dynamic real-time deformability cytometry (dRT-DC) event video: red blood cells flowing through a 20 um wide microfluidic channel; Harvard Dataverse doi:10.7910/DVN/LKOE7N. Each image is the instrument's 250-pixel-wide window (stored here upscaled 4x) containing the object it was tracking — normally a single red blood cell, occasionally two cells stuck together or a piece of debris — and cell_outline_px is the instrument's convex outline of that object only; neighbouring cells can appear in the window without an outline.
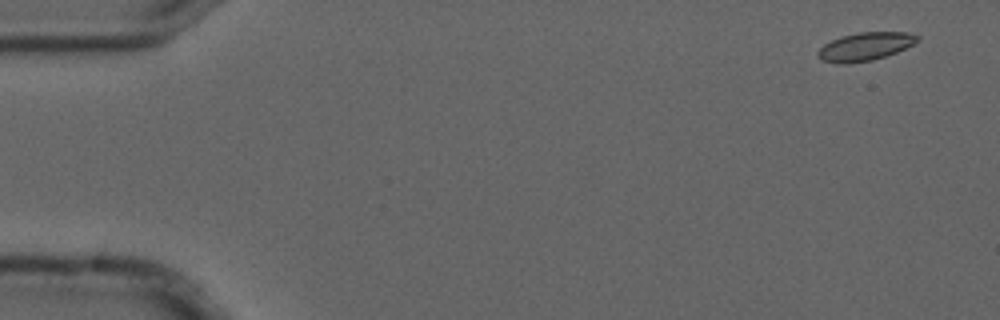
{"species": "common noctule bat (a hibernating species)", "species_latin": "Nyctalus noctula", "temperature_condition": "cold", "stored_images_in_passage": 8, "camera_frame_rate_fps": 3000, "um_per_image_px": 0.085, "animal": {"sex": "male", "forearm_length_mm": 52.5}, "frame": {"image": 1, "passage_image": 1, "time_ms": 0.0, "image_size_px": [1000, 320], "cell_outline_px": [[920, 40], [896, 52], [872, 60], [848, 64], [840, 64], [820, 60], [816, 56], [816, 52], [824, 44], [840, 36], [860, 32], [908, 32], [920, 36]], "centroid_in_image_um": [73.5, 3.96], "position_along_channel_um": 11.5, "area_um2": 16.42}}
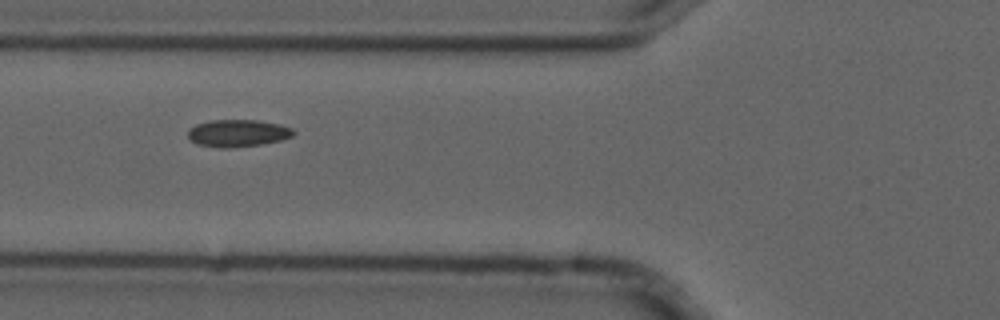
{"frame": {"image": 2, "passage_image": 6, "time_ms": 1.667, "image_size_px": [1000, 320], "cell_outline_px": [[296, 132], [292, 136], [280, 140], [260, 144], [232, 148], [220, 148], [196, 144], [188, 140], [188, 132], [196, 124], [212, 120], [256, 120], [280, 124], [292, 128]], "centroid_in_image_um": [20.2, 11.32], "position_along_channel_um": 105.6, "area_um2": 16.76}}
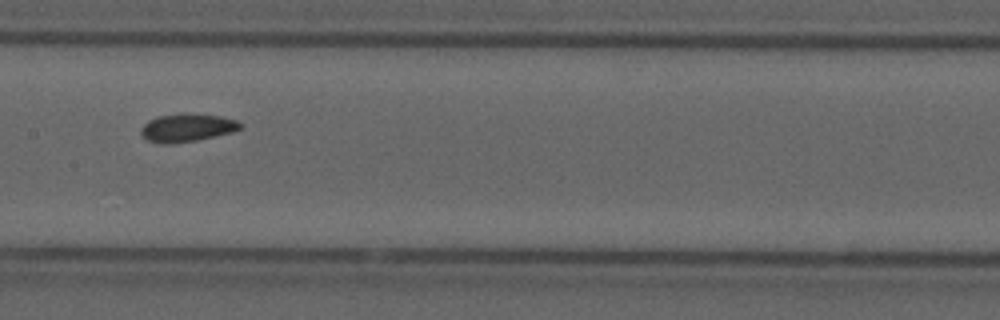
{"frame": {"image": 3, "passage_image": 8, "time_ms": 2.333, "image_size_px": [1000, 320], "cell_outline_px": [[244, 124], [240, 128], [232, 132], [196, 140], [168, 144], [164, 144], [148, 140], [140, 132], [140, 128], [148, 120], [160, 116], [220, 116], [236, 120]], "centroid_in_image_um": [15.9, 10.9], "position_along_channel_um": 191.5, "area_um2": 15.32}}